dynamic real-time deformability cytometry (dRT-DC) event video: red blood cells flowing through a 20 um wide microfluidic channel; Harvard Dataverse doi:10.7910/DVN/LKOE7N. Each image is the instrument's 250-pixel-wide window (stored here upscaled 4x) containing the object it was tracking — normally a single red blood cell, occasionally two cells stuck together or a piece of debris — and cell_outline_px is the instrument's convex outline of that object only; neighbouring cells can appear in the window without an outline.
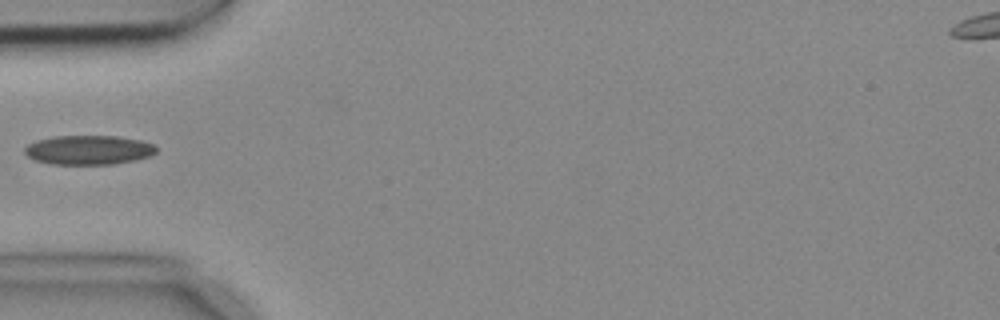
{"species": "common noctule bat (a hibernating species)", "species_latin": "Nyctalus noctula", "temperature_condition": "cold", "stored_images_in_passage": 3, "camera_frame_rate_fps": 3000, "um_per_image_px": 0.085, "animal": {"sex": "female", "body_mass_g": 18.4}, "frame": {"image": 1, "passage_image": 3, "time_ms": 0.667, "image_size_px": [1000, 320], "cell_outline_px": [[156, 152], [148, 156], [136, 160], [112, 164], [52, 164], [36, 160], [28, 156], [24, 152], [24, 148], [28, 144], [36, 140], [52, 136], [120, 136], [140, 140], [156, 144]], "centroid_in_image_um": [7.54, 12.73], "position_along_channel_um": 77.5, "area_um2": 22.54}}